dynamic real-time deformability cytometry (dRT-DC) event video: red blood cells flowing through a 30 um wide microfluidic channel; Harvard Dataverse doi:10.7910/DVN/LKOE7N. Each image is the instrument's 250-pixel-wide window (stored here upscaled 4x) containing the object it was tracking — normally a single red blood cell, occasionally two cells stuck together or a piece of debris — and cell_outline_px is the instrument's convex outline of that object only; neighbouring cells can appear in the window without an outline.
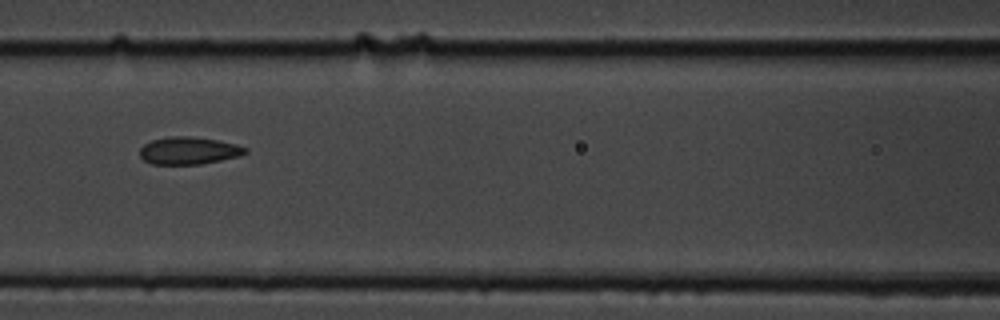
{"species": "common noctule bat (a hibernating species)", "species_latin": "Nyctalus noctula", "temperature_condition": "cold", "stored_images_in_passage": 5, "segment_of_instrument_passage": [1, 2], "camera_frame_rate_fps": 3000, "um_per_image_px": 0.085, "animal": {"sex": "male", "body_mass_g": 19.5, "forearm_length_mm": 54.6}, "frame": {"image": 1, "passage_image": 4, "time_ms": 3.333, "image_size_px": [1000, 320], "cell_outline_px": [[248, 152], [240, 156], [200, 164], [152, 164], [144, 160], [140, 156], [140, 148], [144, 144], [152, 140], [168, 136], [188, 136], [216, 140], [236, 144], [248, 148]], "centroid_in_image_um": [16.04, 12.8], "position_along_channel_um": 150.6, "area_um2": 16.82}}